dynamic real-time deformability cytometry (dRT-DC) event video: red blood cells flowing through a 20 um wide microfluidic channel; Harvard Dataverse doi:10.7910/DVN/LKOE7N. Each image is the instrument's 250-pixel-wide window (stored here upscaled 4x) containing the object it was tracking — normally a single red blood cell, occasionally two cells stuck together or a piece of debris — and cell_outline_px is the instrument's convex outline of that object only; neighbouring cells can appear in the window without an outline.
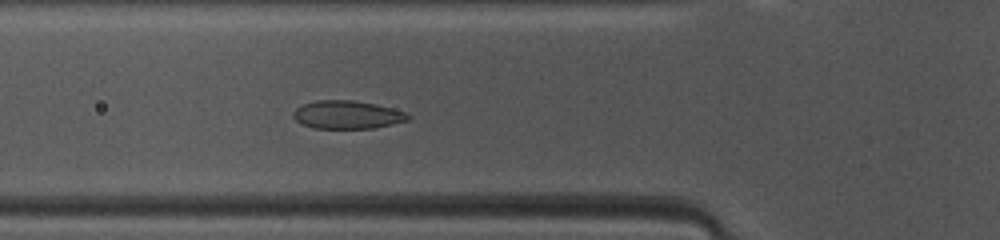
{"species": "common noctule bat (a hibernating species)", "species_latin": "Nyctalus noctula", "temperature_condition": "warm", "stored_images_in_passage": 35, "camera_frame_rate_fps": 3000, "um_per_image_px": 0.085, "animal": {"sex": "female", "body_mass_g": 10.0, "forearm_length_mm": 53.1}, "frame": {"image": 1, "passage_image": 7, "time_ms": 2.0, "image_size_px": [1000, 240], "cell_outline_px": [[412, 116], [408, 120], [392, 124], [372, 128], [312, 128], [296, 120], [292, 116], [292, 112], [296, 108], [304, 104], [316, 100], [352, 100], [376, 104], [408, 112]], "centroid_in_image_um": [29.53, 9.74], "position_along_channel_um": 96.3, "area_um2": 18.84}}
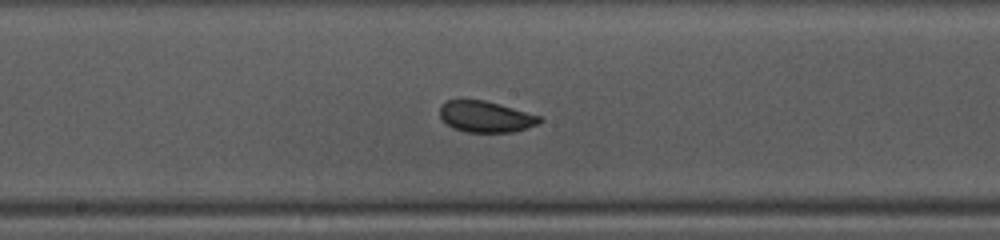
{"frame": {"image": 2, "passage_image": 15, "time_ms": 4.667, "image_size_px": [1000, 240], "cell_outline_px": [[544, 120], [540, 124], [512, 132], [468, 132], [452, 128], [440, 116], [440, 104], [448, 100], [484, 100], [500, 104], [540, 116]], "centroid_in_image_um": [41.3, 9.92], "position_along_channel_um": 206.9, "area_um2": 18.09}}
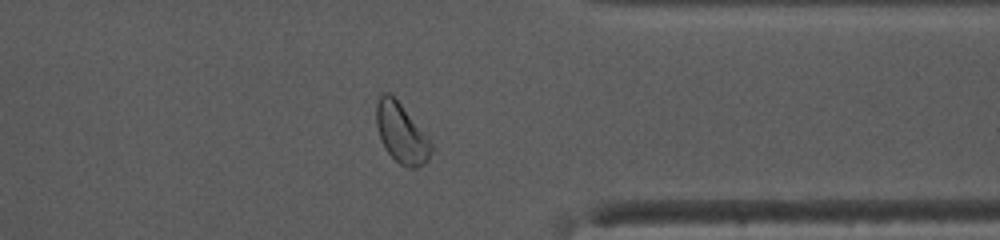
{"frame": {"image": 3, "passage_image": 28, "time_ms": 9.0, "image_size_px": [1000, 240], "cell_outline_px": [[436, 148], [428, 160], [424, 164], [416, 168], [408, 168], [400, 164], [384, 148], [380, 140], [376, 124], [376, 104], [380, 96], [384, 92], [388, 92], [400, 104]], "centroid_in_image_um": [34.13, 11.37], "position_along_channel_um": 377.3, "area_um2": 18.96}, "authors_computed_cell_mechanics": {"area_um2": 18.8428, "velocity_mm_per_s": 4.1334, "shape_relaxation_time_tau1_ms": 3.1655, "shape_relaxation_time_tau2_ms": null, "deformation_change_tau1": 0.0892, "deformation_change_tau2": null}}